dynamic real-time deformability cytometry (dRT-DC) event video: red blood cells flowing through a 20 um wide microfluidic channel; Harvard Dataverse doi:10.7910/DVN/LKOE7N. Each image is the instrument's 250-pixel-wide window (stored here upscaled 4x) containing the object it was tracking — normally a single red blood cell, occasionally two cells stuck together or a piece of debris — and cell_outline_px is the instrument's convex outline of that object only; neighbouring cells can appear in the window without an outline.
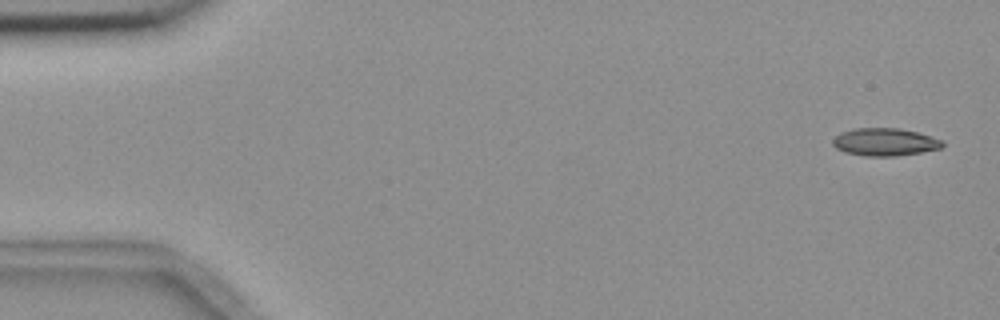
{"species": "common noctule bat (a hibernating species)", "species_latin": "Nyctalus noctula", "temperature_condition": "room temperature", "stored_images_in_passage": 4, "camera_frame_rate_fps": 3000, "um_per_image_px": 0.085, "animal": {"sex": "female", "body_mass_g": 18.4}, "frame": {"image": 1, "passage_image": 1, "time_ms": 0.0, "image_size_px": [1000, 320], "cell_outline_px": [[944, 144], [940, 148], [920, 152], [896, 156], [864, 156], [844, 152], [836, 148], [832, 144], [832, 140], [840, 132], [852, 128], [900, 128], [916, 132], [940, 140]], "centroid_in_image_um": [75.13, 12.07], "position_along_channel_um": 9.9, "area_um2": 17.57}}
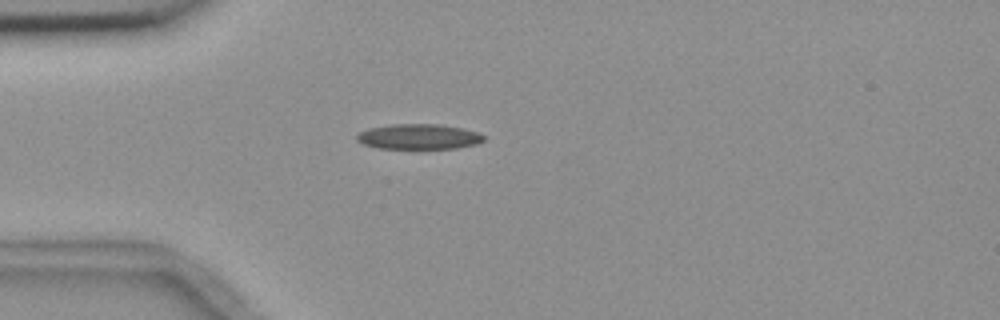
{"frame": {"image": 2, "passage_image": 4, "time_ms": 4.333, "image_size_px": [1000, 320], "cell_outline_px": [[484, 140], [476, 144], [456, 148], [376, 148], [364, 144], [356, 140], [356, 136], [360, 132], [368, 128], [392, 124], [440, 124], [464, 128], [476, 132], [484, 136]], "centroid_in_image_um": [35.58, 11.61], "position_along_channel_um": 49.4, "area_um2": 18.61}}